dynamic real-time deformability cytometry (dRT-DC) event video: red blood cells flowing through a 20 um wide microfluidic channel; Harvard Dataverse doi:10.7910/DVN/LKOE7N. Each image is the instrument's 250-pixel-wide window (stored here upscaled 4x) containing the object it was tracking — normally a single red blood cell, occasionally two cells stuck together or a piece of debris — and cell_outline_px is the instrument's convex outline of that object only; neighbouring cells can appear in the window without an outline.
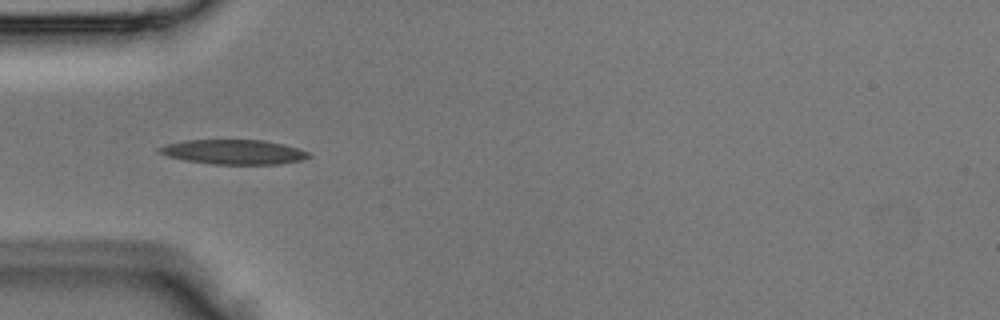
{"species": "Egyptian fruit bat (a non-hibernating species)", "species_latin": "Rousettus aegyptiacus", "temperature_condition": "room temperature", "stored_images_in_passage": 5, "camera_frame_rate_fps": 3000, "um_per_image_px": 0.085, "animal": {"sex": "male"}, "frame": {"image": 1, "passage_image": 4, "time_ms": 1.0, "image_size_px": [1000, 320], "cell_outline_px": [[312, 156], [304, 160], [276, 164], [212, 164], [184, 160], [168, 156], [160, 152], [160, 148], [168, 144], [184, 140], [264, 140], [284, 144], [308, 152]], "centroid_in_image_um": [19.92, 12.92], "position_along_channel_um": 65.1, "area_um2": 21.27}}
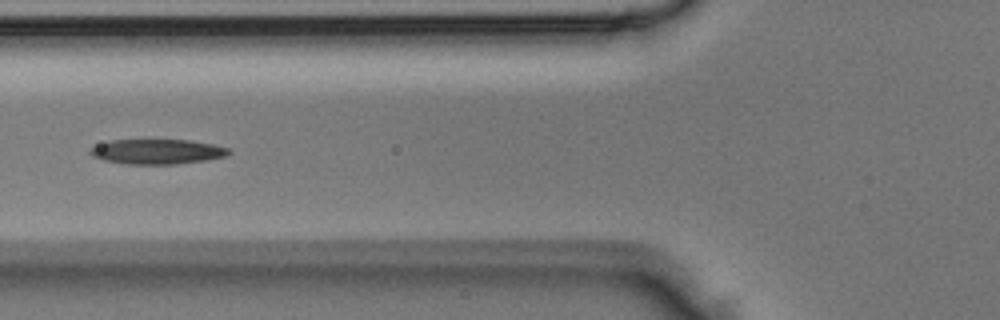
{"frame": {"image": 2, "passage_image": 5, "time_ms": 1.333, "image_size_px": [1000, 320], "cell_outline_px": [[232, 152], [224, 156], [204, 160], [176, 164], [128, 164], [104, 160], [92, 156], [88, 152], [92, 148], [100, 144], [112, 140], [188, 140], [212, 144], [228, 148]], "centroid_in_image_um": [13.35, 12.89], "position_along_channel_um": 112.4, "area_um2": 19.83}}